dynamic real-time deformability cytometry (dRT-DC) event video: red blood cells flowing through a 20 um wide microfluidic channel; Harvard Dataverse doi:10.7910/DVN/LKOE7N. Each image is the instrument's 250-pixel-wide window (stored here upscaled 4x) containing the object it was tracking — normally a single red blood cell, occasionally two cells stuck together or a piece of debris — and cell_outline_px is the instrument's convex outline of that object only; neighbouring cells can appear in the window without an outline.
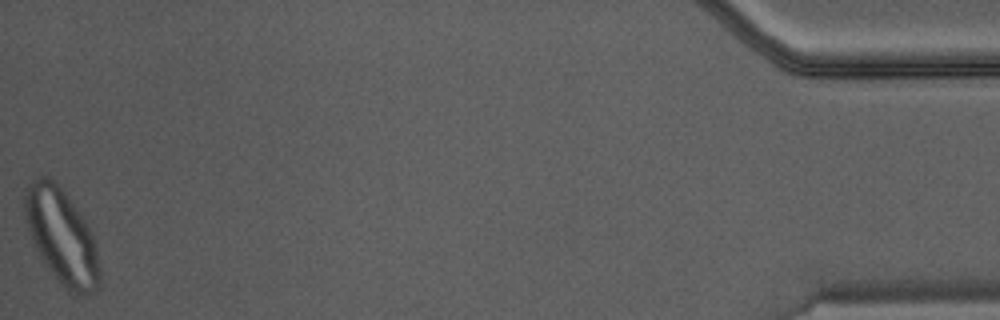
{"species": "Egyptian fruit bat (a non-hibernating species)", "species_latin": "Rousettus aegyptiacus", "temperature_condition": "warm", "stored_images_in_passage": 47, "camera_frame_rate_fps": 3000, "um_per_image_px": 0.085, "animal": {"sex": "male"}, "frame": {"image": 1, "passage_image": 47, "time_ms": 15.333, "image_size_px": [1000, 320], "cell_outline_px": [[100, 288], [88, 296], [68, 292], [64, 288], [48, 268], [40, 256], [28, 232], [24, 216], [24, 188], [28, 184], [40, 176], [48, 176], [64, 192], [76, 208], [84, 220], [92, 236], [96, 248], [100, 268]], "centroid_in_image_um": [5.23, 20.14], "position_along_channel_um": 430.0, "area_um2": 41.33}}